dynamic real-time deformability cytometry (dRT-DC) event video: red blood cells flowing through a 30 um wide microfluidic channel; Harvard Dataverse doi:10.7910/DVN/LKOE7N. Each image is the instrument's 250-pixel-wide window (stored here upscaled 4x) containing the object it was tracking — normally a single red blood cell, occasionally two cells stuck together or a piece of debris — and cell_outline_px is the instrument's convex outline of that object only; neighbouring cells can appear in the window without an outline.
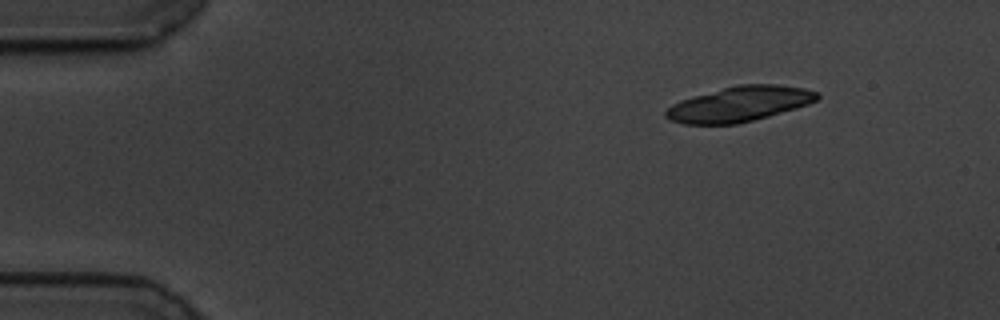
{"species": "common noctule bat (a hibernating species)", "species_latin": "Nyctalus noctula", "temperature_condition": "cold", "stored_images_in_passage": 37, "segment_of_instrument_passage": [1, 2], "camera_frame_rate_fps": 3000, "um_per_image_px": 0.085, "animal": {"sex": "male", "body_mass_g": 19.5, "forearm_length_mm": 54.6}, "frame": {"image": 1, "passage_image": 1, "time_ms": 0.0, "image_size_px": [1000, 320], "cell_outline_px": [[820, 96], [816, 100], [808, 104], [796, 108], [768, 116], [736, 124], [684, 124], [672, 120], [664, 116], [664, 112], [672, 104], [680, 100], [692, 96], [736, 84], [776, 84], [804, 88], [820, 92]], "centroid_in_image_um": [62.85, 8.83], "position_along_channel_um": 22.2, "area_um2": 30.98}}